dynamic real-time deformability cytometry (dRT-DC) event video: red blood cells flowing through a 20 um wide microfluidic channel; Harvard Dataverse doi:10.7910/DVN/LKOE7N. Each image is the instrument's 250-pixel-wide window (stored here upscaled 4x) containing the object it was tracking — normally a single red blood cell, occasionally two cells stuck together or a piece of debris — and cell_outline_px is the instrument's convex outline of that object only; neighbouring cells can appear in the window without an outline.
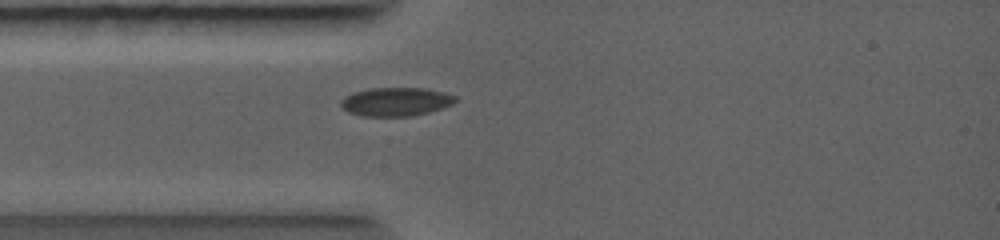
{"species": "common noctule bat (a hibernating species)", "species_latin": "Nyctalus noctula", "temperature_condition": "warm", "stored_images_in_passage": 4, "camera_frame_rate_fps": 5000, "um_per_image_px": 0.085, "animal": {"sex": "female", "body_mass_g": 19.0, "forearm_length_mm": 56.7}, "frame": {"image": 1, "passage_image": 4, "time_ms": 2.0, "image_size_px": [1000, 240], "cell_outline_px": [[460, 100], [452, 104], [428, 112], [408, 116], [364, 116], [348, 112], [340, 108], [340, 100], [352, 92], [368, 88], [424, 88], [444, 92], [456, 96]], "centroid_in_image_um": [33.62, 8.64], "position_along_channel_um": 51.4, "area_um2": 19.19}}